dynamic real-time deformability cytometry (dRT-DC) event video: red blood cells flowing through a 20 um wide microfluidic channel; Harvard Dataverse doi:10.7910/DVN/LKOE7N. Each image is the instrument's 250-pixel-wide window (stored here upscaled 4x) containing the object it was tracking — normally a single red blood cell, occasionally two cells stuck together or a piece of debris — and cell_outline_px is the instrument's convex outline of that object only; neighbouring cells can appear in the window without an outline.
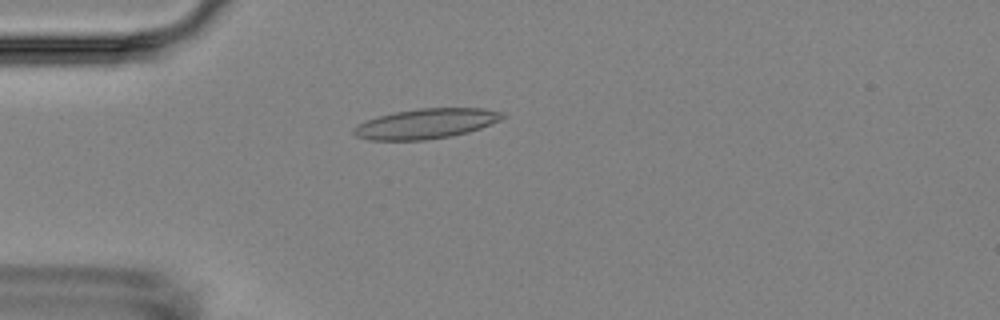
{"species": "Egyptian fruit bat (a non-hibernating species)", "species_latin": "Rousettus aegyptiacus", "temperature_condition": "room temperature", "stored_images_in_passage": 4, "camera_frame_rate_fps": 3000, "um_per_image_px": 0.085, "animal": {"sex": "female"}, "frame": {"image": 1, "passage_image": 4, "time_ms": 3.333, "image_size_px": [1000, 320], "cell_outline_px": [[508, 116], [500, 120], [480, 128], [468, 132], [452, 136], [424, 140], [368, 140], [356, 136], [352, 132], [352, 128], [356, 124], [380, 116], [396, 112], [420, 108], [484, 108], [504, 112]], "centroid_in_image_um": [36.23, 10.51], "position_along_channel_um": 48.8, "area_um2": 26.07}}